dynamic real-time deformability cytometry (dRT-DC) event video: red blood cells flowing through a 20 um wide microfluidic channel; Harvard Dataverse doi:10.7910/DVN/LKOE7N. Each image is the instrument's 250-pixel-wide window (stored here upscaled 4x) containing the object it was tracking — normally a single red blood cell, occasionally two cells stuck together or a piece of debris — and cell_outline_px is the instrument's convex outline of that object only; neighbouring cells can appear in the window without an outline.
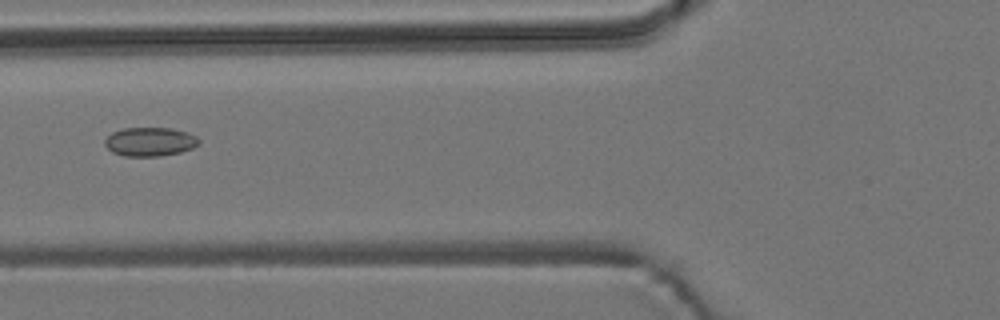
{"species": "common noctule bat (a hibernating species)", "species_latin": "Nyctalus noctula", "temperature_condition": "room temperature", "stored_images_in_passage": 3, "camera_frame_rate_fps": 3000, "um_per_image_px": 0.085, "animal": {"sex": "male", "body_mass_g": 19.2, "forearm_length_mm": 51.8}, "frame": {"image": 1, "passage_image": 3, "time_ms": 3.0, "image_size_px": [1000, 320], "cell_outline_px": [[200, 144], [192, 148], [180, 152], [160, 156], [124, 156], [112, 152], [104, 144], [104, 140], [112, 132], [124, 128], [172, 128], [188, 132], [196, 136], [200, 140]], "centroid_in_image_um": [12.76, 12.04], "position_along_channel_um": 113.0, "area_um2": 15.9}}